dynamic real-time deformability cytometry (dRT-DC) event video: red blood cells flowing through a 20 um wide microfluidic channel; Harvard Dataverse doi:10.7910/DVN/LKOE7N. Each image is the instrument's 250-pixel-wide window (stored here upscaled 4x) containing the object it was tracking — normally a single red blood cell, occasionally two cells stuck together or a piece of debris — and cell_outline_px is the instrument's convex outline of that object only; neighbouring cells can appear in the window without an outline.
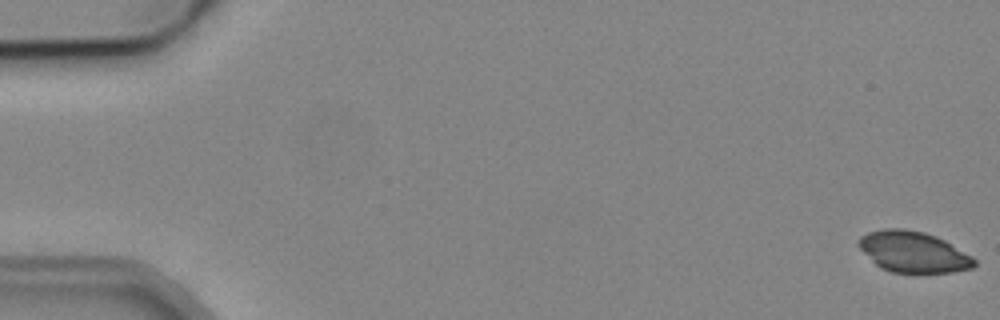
{"species": "common noctule bat (a hibernating species)", "species_latin": "Nyctalus noctula", "temperature_condition": "cold", "stored_images_in_passage": 5, "camera_frame_rate_fps": 3000, "um_per_image_px": 0.085, "animal": {"sex": "male", "body_mass_g": 19.2, "forearm_length_mm": 51.8}, "frame": {"image": 1, "passage_image": 1, "time_ms": 0.0, "image_size_px": [1000, 320], "cell_outline_px": [[976, 264], [972, 268], [952, 272], [892, 272], [880, 268], [856, 244], [860, 236], [868, 232], [884, 228], [904, 228], [924, 232], [936, 236], [944, 240], [972, 256], [976, 260]], "centroid_in_image_um": [77.62, 21.4], "position_along_channel_um": 7.4, "area_um2": 27.51}}